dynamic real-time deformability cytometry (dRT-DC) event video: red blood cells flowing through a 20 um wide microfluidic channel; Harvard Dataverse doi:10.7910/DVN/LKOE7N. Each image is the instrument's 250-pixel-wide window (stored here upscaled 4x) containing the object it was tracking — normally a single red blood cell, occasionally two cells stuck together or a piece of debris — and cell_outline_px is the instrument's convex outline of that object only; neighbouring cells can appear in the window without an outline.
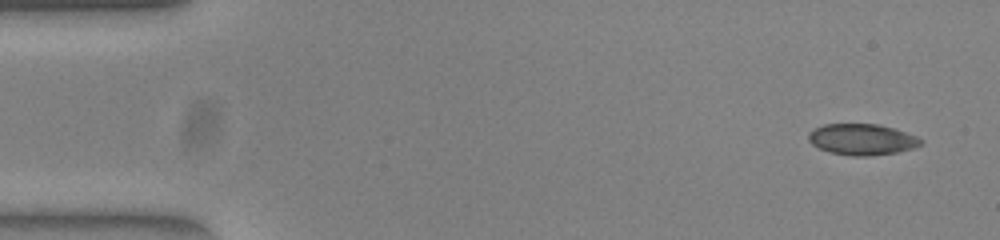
{"species": "common noctule bat (a hibernating species)", "species_latin": "Nyctalus noctula", "temperature_condition": "warm", "stored_images_in_passage": 50, "camera_frame_rate_fps": 3000, "um_per_image_px": 0.085, "animal": {"sex": "female", "body_mass_g": 23.0, "forearm_length_mm": 53.4}, "frame": {"image": 1, "passage_image": 1, "time_ms": 0.0, "image_size_px": [1000, 240], "cell_outline_px": [[924, 144], [912, 148], [896, 152], [868, 156], [852, 156], [828, 152], [812, 144], [808, 140], [808, 132], [824, 124], [876, 124], [896, 128], [916, 136], [924, 140]], "centroid_in_image_um": [73.28, 11.85], "position_along_channel_um": 11.7, "area_um2": 20.46}}
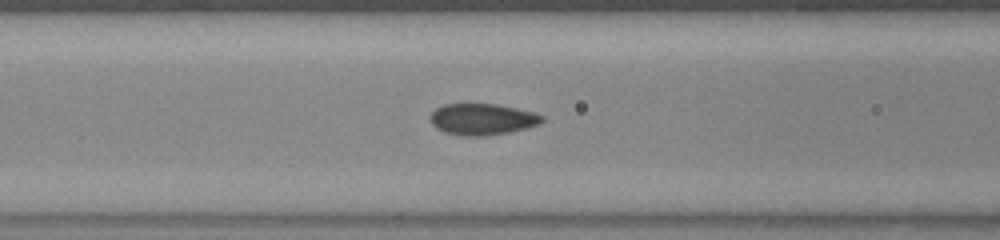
{"frame": {"image": 2, "passage_image": 19, "time_ms": 6.0, "image_size_px": [1000, 240], "cell_outline_px": [[544, 120], [540, 124], [528, 128], [508, 132], [484, 136], [460, 136], [444, 132], [436, 128], [432, 124], [432, 112], [436, 108], [444, 104], [496, 104], [516, 108], [532, 112], [544, 116]], "centroid_in_image_um": [41.01, 10.14], "position_along_channel_um": 125.6, "area_um2": 20.4}}
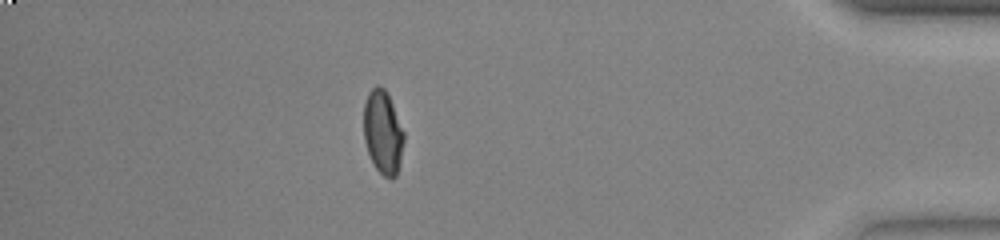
{"frame": {"image": 3, "passage_image": 44, "time_ms": 14.333, "image_size_px": [1000, 240], "cell_outline_px": [[404, 140], [400, 160], [396, 176], [392, 180], [384, 176], [376, 168], [368, 152], [364, 140], [364, 104], [368, 92], [376, 84], [384, 88], [388, 92], [404, 132]], "centroid_in_image_um": [32.55, 11.21], "position_along_channel_um": 402.7, "area_um2": 19.59}, "authors_computed_cell_mechanics": {"area_um2": 20.519, "velocity_mm_per_s": 3.8854, "shape_relaxation_time_tau1_ms": 7.9099, "shape_relaxation_time_tau2_ms": null, "deformation_change_tau1": 0.2014, "deformation_change_tau2": null}}